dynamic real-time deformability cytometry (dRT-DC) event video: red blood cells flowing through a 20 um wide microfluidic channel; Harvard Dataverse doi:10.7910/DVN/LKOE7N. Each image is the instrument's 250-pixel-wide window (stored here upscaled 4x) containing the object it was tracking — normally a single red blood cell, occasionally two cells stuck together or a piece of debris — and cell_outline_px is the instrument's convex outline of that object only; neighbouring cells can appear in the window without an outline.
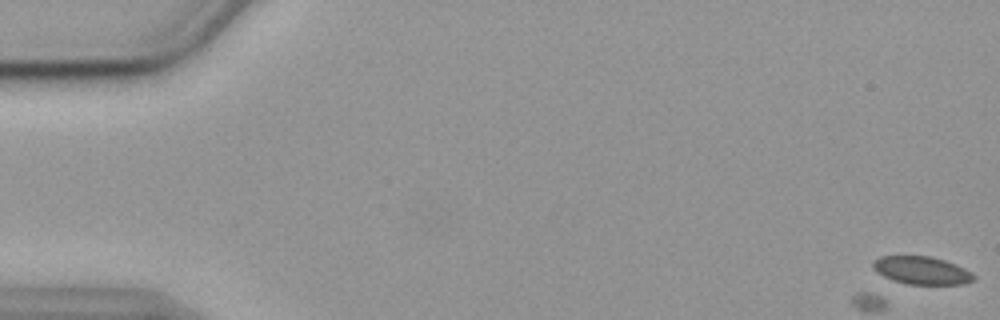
{"species": "common noctule bat (a hibernating species)", "species_latin": "Nyctalus noctula", "temperature_condition": "cold", "stored_images_in_passage": 5, "camera_frame_rate_fps": 3000, "um_per_image_px": 0.085, "animal": {"sex": "female", "body_mass_g": 19.9}, "frame": {"image": 1, "passage_image": 1, "time_ms": 0.0, "image_size_px": [1000, 320], "cell_outline_px": [[976, 280], [964, 284], [908, 284], [892, 280], [876, 272], [872, 268], [872, 260], [880, 256], [928, 256], [944, 260], [956, 264], [972, 272], [976, 276]], "centroid_in_image_um": [78.34, 22.98], "position_along_channel_um": 6.7, "area_um2": 16.53}}